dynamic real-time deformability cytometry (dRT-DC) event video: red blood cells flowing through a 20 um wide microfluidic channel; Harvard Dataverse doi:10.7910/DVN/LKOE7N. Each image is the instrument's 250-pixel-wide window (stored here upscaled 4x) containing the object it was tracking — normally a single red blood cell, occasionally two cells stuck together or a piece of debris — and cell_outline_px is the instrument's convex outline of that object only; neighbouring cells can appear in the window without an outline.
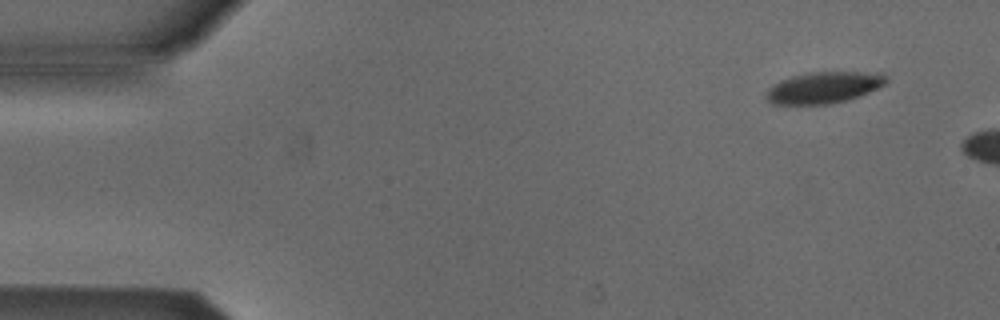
{"species": "Egyptian fruit bat (a non-hibernating species)", "species_latin": "Rousettus aegyptiacus", "temperature_condition": "cold", "stored_images_in_passage": 3, "camera_frame_rate_fps": 3000, "um_per_image_px": 0.085, "animal": {"sex": "male"}, "frame": {"image": 1, "passage_image": 1, "time_ms": 0.0, "image_size_px": [1000, 320], "cell_outline_px": [[888, 80], [884, 84], [860, 96], [848, 100], [828, 104], [772, 104], [764, 96], [768, 88], [772, 84], [780, 80], [804, 72], [880, 72], [888, 76]], "centroid_in_image_um": [70.0, 7.43], "position_along_channel_um": 15.0, "area_um2": 22.2}}